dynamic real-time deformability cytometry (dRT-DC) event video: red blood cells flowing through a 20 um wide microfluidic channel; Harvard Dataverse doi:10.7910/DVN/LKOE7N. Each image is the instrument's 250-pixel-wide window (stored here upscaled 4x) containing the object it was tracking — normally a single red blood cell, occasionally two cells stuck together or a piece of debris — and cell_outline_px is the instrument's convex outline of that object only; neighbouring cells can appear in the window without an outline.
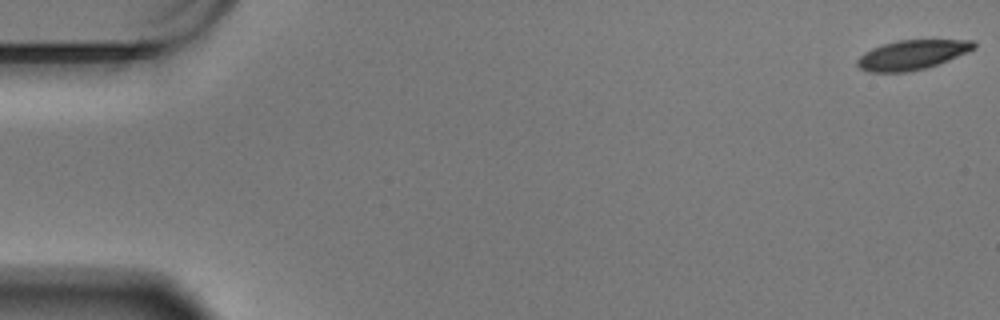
{"species": "Egyptian fruit bat (a non-hibernating species)", "species_latin": "Rousettus aegyptiacus", "temperature_condition": "warm", "stored_images_in_passage": 60, "camera_frame_rate_fps": 3000, "um_per_image_px": 0.085, "animal": {"sex": "male"}, "frame": {"image": 1, "passage_image": 1, "time_ms": 0.0, "image_size_px": [1000, 320], "cell_outline_px": [[976, 48], [968, 52], [936, 64], [924, 68], [904, 72], [868, 72], [860, 68], [856, 64], [856, 60], [864, 52], [872, 48], [896, 40], [972, 40], [976, 44]], "centroid_in_image_um": [77.49, 4.65], "position_along_channel_um": 7.5, "area_um2": 19.88}}
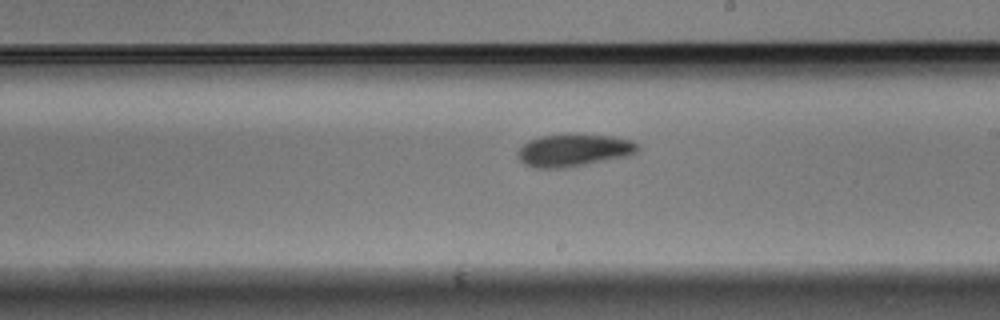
{"frame": {"image": 2, "passage_image": 35, "time_ms": 11.333, "image_size_px": [1000, 320], "cell_outline_px": [[640, 148], [636, 152], [624, 156], [584, 164], [560, 168], [536, 168], [524, 164], [520, 160], [516, 152], [528, 140], [540, 136], [616, 136], [632, 140]], "centroid_in_image_um": [48.73, 12.79], "position_along_channel_um": 240.3, "area_um2": 21.85}}
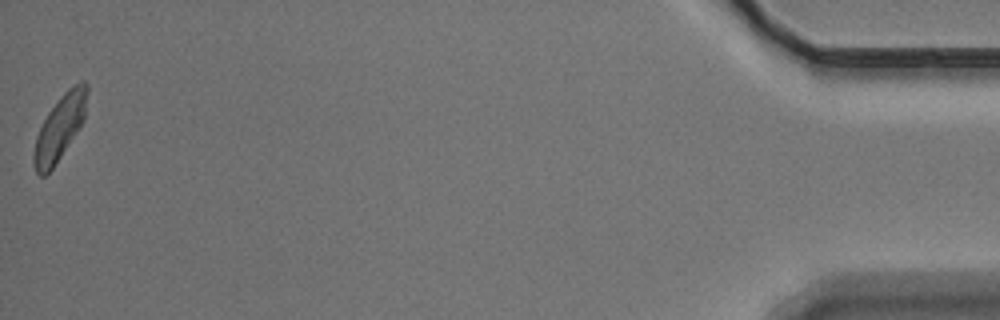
{"frame": {"image": 3, "passage_image": 60, "time_ms": 19.667, "image_size_px": [1000, 320], "cell_outline_px": [[88, 92], [84, 120], [80, 128], [52, 168], [44, 176], [40, 176], [36, 172], [32, 164], [32, 156], [36, 136], [48, 112], [60, 96], [72, 84], [80, 80], [84, 80], [88, 84]], "centroid_in_image_um": [5.09, 10.81], "position_along_channel_um": 430.1, "area_um2": 20.29}, "authors_computed_cell_mechanics": {"area_um2": 21.1548, "velocity_mm_per_s": 3.3936, "shape_relaxation_time_tau1_ms": 2.5688, "shape_relaxation_time_tau2_ms": null, "deformation_change_tau1": 0.1231, "deformation_change_tau2": null}}